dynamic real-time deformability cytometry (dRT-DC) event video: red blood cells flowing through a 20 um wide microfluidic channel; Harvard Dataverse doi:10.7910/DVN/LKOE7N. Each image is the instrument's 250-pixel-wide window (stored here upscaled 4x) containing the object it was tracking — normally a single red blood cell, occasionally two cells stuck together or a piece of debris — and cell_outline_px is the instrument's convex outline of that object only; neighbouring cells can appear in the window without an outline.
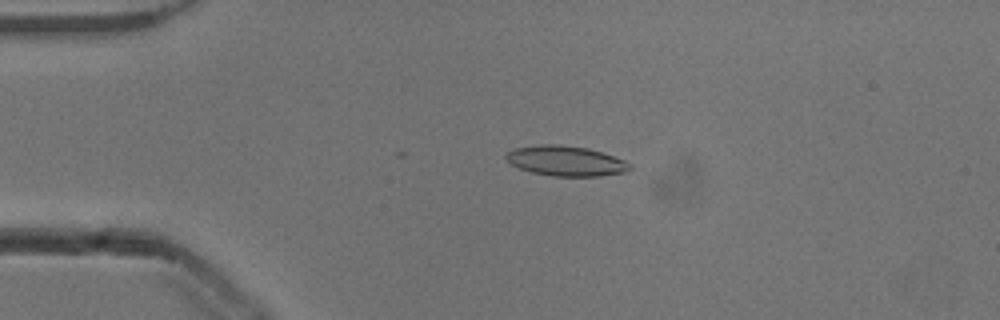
{"species": "common noctule bat (a hibernating species)", "species_latin": "Nyctalus noctula", "temperature_condition": "cold", "stored_images_in_passage": 39, "camera_frame_rate_fps": 3000, "um_per_image_px": 0.085, "animal": {"sex": "male", "body_mass_g": 13.3}, "frame": {"image": 1, "passage_image": 10, "time_ms": 3.0, "image_size_px": [1000, 320], "cell_outline_px": [[632, 168], [628, 172], [600, 176], [552, 176], [532, 172], [520, 168], [512, 164], [504, 156], [512, 148], [540, 144], [560, 144], [588, 148], [624, 160], [632, 164]], "centroid_in_image_um": [48.11, 13.67], "position_along_channel_um": 36.9, "area_um2": 21.79}}
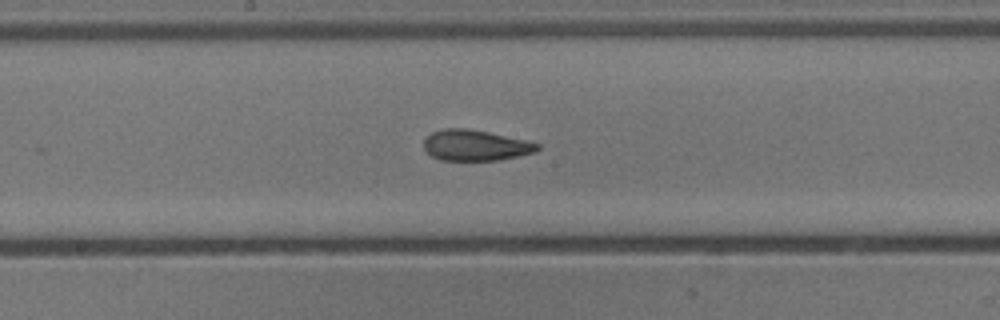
{"frame": {"image": 2, "passage_image": 26, "time_ms": 8.333, "image_size_px": [1000, 320], "cell_outline_px": [[540, 148], [536, 152], [500, 160], [440, 160], [432, 156], [424, 148], [424, 140], [432, 132], [444, 128], [468, 128], [488, 132], [524, 140], [540, 144]], "centroid_in_image_um": [40.41, 12.35], "position_along_channel_um": 207.8, "area_um2": 20.29}}
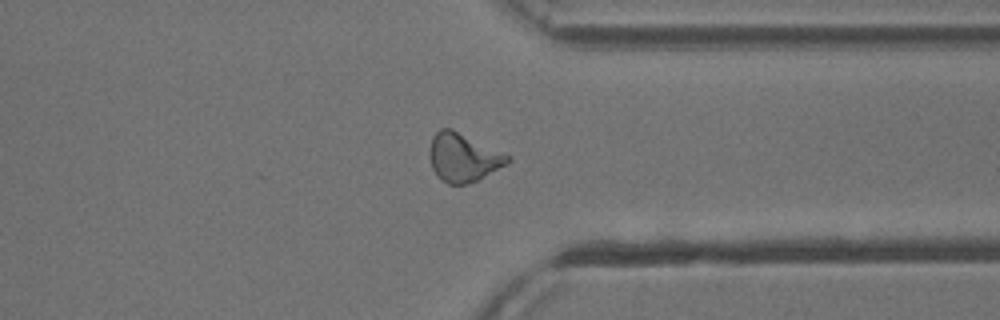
{"frame": {"image": 3, "passage_image": 39, "time_ms": 12.667, "image_size_px": [1000, 320], "cell_outline_px": [[508, 164], [476, 180], [464, 184], [448, 184], [432, 168], [428, 152], [432, 136], [440, 128], [452, 128], [508, 156]], "centroid_in_image_um": [39.31, 13.36], "position_along_channel_um": 372.1, "area_um2": 21.44}, "authors_computed_cell_mechanics": {"area_um2": 20.9236, "velocity_mm_per_s": 3.8491, "shape_relaxation_time_tau1_ms": 5.1783, "shape_relaxation_time_tau2_ms": 1.504, "deformation_change_tau1": 0.1529, "deformation_change_tau2": 0.0776}}